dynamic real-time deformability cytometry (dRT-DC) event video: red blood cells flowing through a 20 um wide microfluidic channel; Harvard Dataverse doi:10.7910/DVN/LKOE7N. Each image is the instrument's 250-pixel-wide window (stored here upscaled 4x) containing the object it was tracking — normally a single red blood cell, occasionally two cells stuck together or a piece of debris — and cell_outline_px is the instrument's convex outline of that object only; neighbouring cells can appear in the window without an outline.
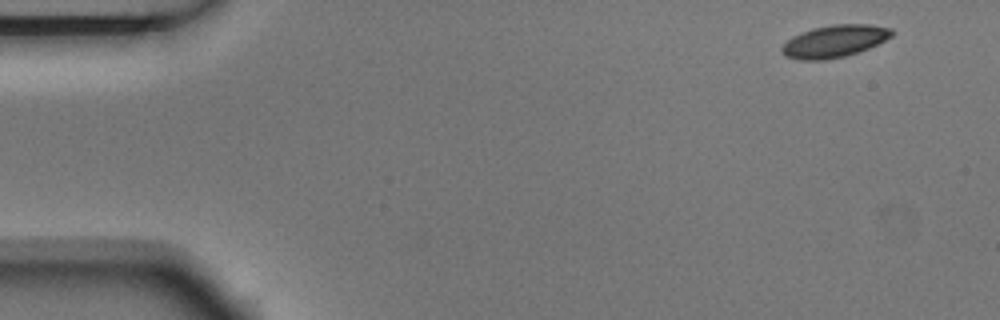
{"species": "Egyptian fruit bat (a non-hibernating species)", "species_latin": "Rousettus aegyptiacus", "temperature_condition": "room temperature", "stored_images_in_passage": 3, "camera_frame_rate_fps": 3000, "um_per_image_px": 0.085, "animal": {"sex": "male"}, "frame": {"image": 1, "passage_image": 1, "time_ms": 0.0, "image_size_px": [1000, 320], "cell_outline_px": [[896, 32], [892, 36], [860, 52], [844, 56], [824, 60], [800, 60], [784, 56], [780, 52], [780, 48], [792, 36], [812, 28], [832, 24], [868, 24], [892, 28]], "centroid_in_image_um": [70.92, 3.5], "position_along_channel_um": 14.1, "area_um2": 20.81}}
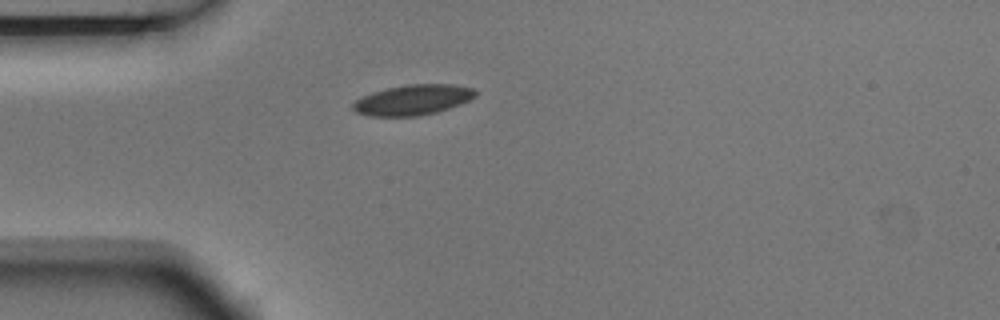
{"frame": {"image": 2, "passage_image": 3, "time_ms": 0.667, "image_size_px": [1000, 320], "cell_outline_px": [[476, 96], [460, 104], [436, 112], [416, 116], [368, 116], [356, 112], [352, 108], [352, 104], [360, 96], [372, 92], [388, 88], [408, 84], [452, 84], [472, 88], [476, 92]], "centroid_in_image_um": [35.05, 8.49], "position_along_channel_um": 49.9, "area_um2": 21.56}}